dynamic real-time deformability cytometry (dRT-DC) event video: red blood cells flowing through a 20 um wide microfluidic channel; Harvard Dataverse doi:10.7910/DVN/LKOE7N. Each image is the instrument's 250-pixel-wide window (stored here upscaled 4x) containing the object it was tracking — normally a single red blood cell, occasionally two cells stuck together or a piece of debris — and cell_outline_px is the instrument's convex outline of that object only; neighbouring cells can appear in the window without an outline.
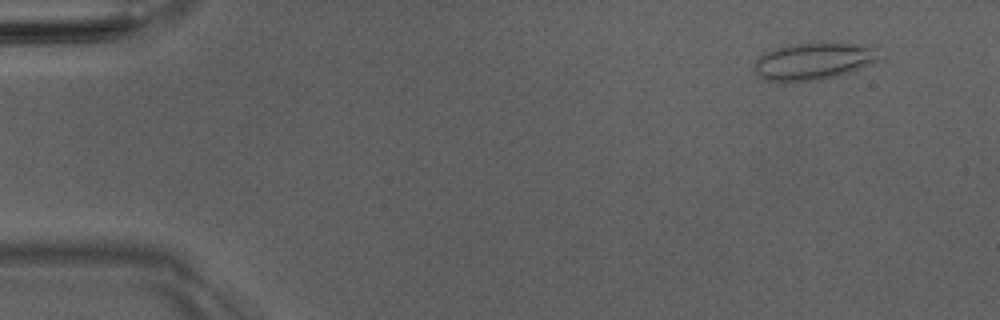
{"species": "Egyptian fruit bat (a non-hibernating species)", "species_latin": "Rousettus aegyptiacus", "temperature_condition": "room temperature", "stored_images_in_passage": 39, "camera_frame_rate_fps": 3000, "um_per_image_px": 0.085, "animal": {"sex": "male"}, "frame": {"image": 1, "passage_image": 1, "time_ms": 0.0, "image_size_px": [1000, 320], "cell_outline_px": [[884, 56], [880, 60], [840, 76], [820, 80], [780, 84], [764, 80], [756, 72], [756, 60], [764, 52], [772, 48], [788, 44], [876, 44]], "centroid_in_image_um": [69.21, 5.23], "position_along_channel_um": 15.8, "area_um2": 27.86}, "authors_computed_cell_mechanics": {"area_um2": 20.0566, "velocity_mm_per_s": 4.0689, "shape_relaxation_time_tau1_ms": null, "shape_relaxation_time_tau2_ms": 1.393, "deformation_change_tau1": null, "deformation_change_tau2": 0.0887}}